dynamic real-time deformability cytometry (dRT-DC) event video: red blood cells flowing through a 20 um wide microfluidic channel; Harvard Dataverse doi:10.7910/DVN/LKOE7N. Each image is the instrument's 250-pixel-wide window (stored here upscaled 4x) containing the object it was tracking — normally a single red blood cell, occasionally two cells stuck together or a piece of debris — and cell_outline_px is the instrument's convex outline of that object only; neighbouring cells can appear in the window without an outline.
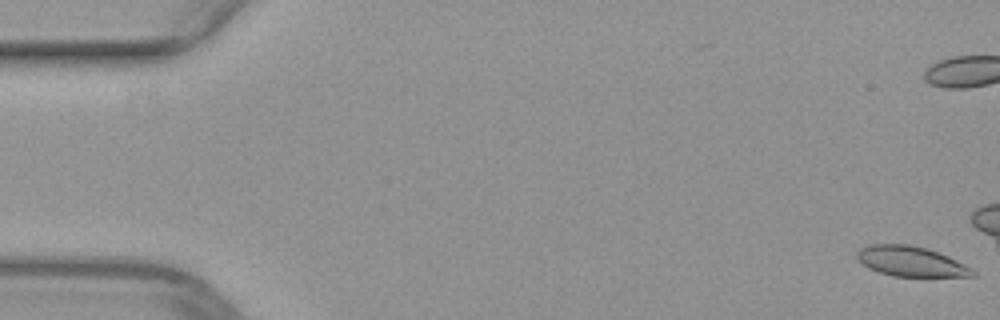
{"species": "common noctule bat (a hibernating species)", "species_latin": "Nyctalus noctula", "temperature_condition": "warm", "stored_images_in_passage": 15, "camera_frame_rate_fps": 3000, "um_per_image_px": 0.085, "animal": {"sex": "female", "body_mass_g": 29.2, "forearm_length_mm": 56.3}, "frame": {"image": 1, "passage_image": 1, "time_ms": 0.0, "image_size_px": [1000, 320], "cell_outline_px": [[976, 276], [892, 276], [868, 268], [856, 260], [856, 252], [860, 248], [868, 244], [908, 244], [928, 248], [948, 256], [972, 268], [976, 272]], "centroid_in_image_um": [77.39, 22.21], "position_along_channel_um": 7.6, "area_um2": 20.4}}